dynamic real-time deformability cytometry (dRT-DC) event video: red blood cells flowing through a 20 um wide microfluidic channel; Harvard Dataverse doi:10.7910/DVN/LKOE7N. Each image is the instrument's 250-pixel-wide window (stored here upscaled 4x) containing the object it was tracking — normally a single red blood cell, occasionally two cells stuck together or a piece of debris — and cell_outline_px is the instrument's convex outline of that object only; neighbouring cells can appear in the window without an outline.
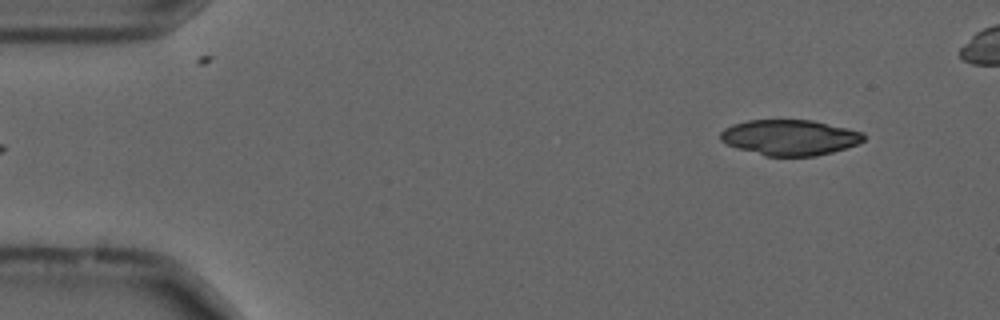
{"species": "common noctule bat (a hibernating species)", "species_latin": "Nyctalus noctula", "temperature_condition": "cold", "stored_images_in_passage": 12, "camera_frame_rate_fps": 3000, "um_per_image_px": 0.085, "animal": {"sex": "male", "forearm_length_mm": 52.5}, "frame": {"image": 1, "passage_image": 1, "time_ms": 0.0, "image_size_px": [1000, 320], "cell_outline_px": [[864, 140], [860, 144], [832, 152], [816, 156], [764, 156], [736, 148], [720, 140], [720, 132], [724, 128], [732, 124], [748, 120], [812, 120], [848, 128], [864, 132]], "centroid_in_image_um": [67.14, 11.69], "position_along_channel_um": 17.9, "area_um2": 29.94}}